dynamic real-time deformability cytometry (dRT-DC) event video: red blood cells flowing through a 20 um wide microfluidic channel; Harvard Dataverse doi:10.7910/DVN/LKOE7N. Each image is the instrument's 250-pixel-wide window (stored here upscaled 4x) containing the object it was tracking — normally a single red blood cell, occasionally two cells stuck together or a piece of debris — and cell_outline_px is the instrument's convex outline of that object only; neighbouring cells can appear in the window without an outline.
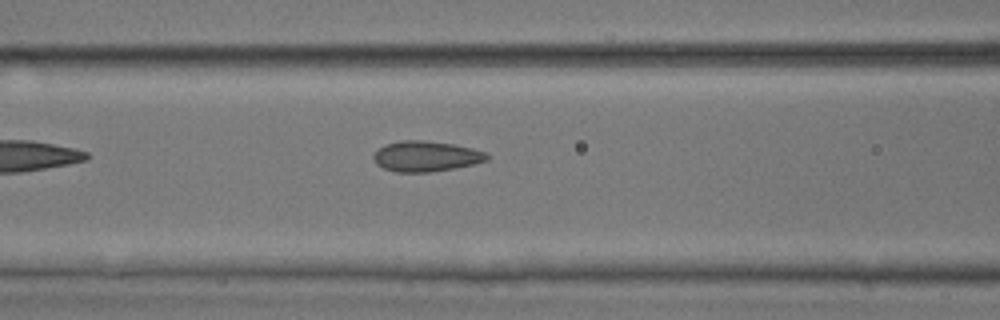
{"species": "common noctule bat (a hibernating species)", "species_latin": "Nyctalus noctula", "temperature_condition": "room temperature", "stored_images_in_passage": 30, "camera_frame_rate_fps": 3000, "um_per_image_px": 0.085, "animal": {"sex": "male", "body_mass_g": 17.9, "forearm_length_mm": 54.2}, "frame": {"image": 1, "passage_image": 6, "time_ms": 1.667, "image_size_px": [1000, 320], "cell_outline_px": [[488, 160], [456, 168], [428, 172], [396, 172], [384, 168], [376, 164], [372, 156], [384, 144], [400, 140], [424, 140], [452, 144], [472, 148], [488, 152]], "centroid_in_image_um": [36.21, 13.28], "position_along_channel_um": 130.4, "area_um2": 20.17}}
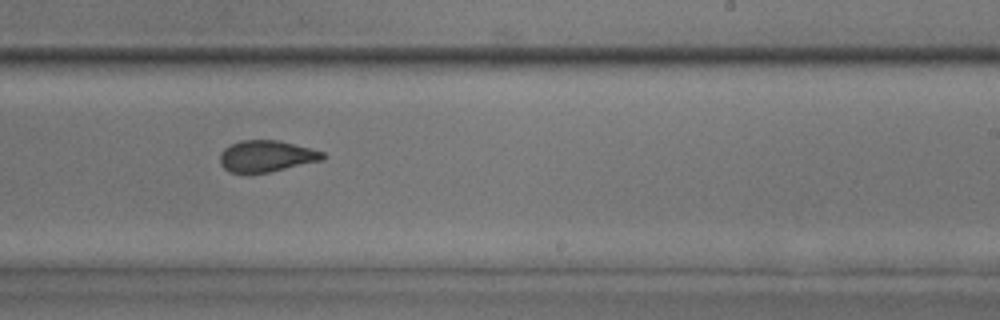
{"frame": {"image": 2, "passage_image": 16, "time_ms": 5.0, "image_size_px": [1000, 320], "cell_outline_px": [[328, 156], [324, 160], [268, 172], [228, 172], [220, 164], [220, 152], [224, 148], [240, 140], [276, 140], [324, 152]], "centroid_in_image_um": [22.65, 13.27], "position_along_channel_um": 266.4, "area_um2": 18.67}}
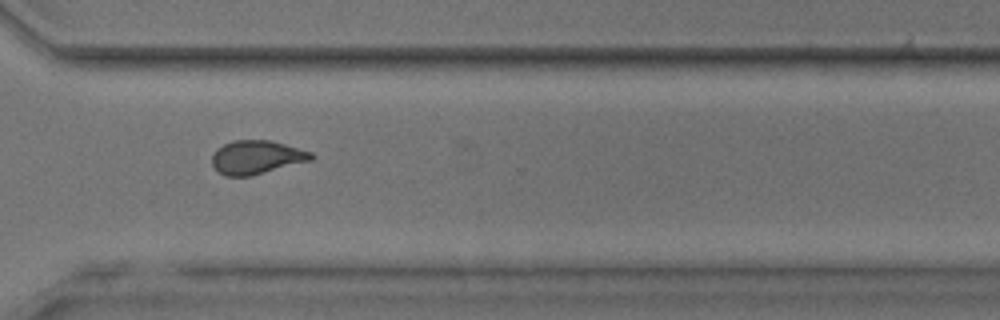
{"frame": {"image": 3, "passage_image": 22, "time_ms": 7.0, "image_size_px": [1000, 320], "cell_outline_px": [[316, 156], [312, 160], [248, 176], [224, 176], [212, 164], [212, 156], [216, 148], [232, 140], [272, 140], [312, 152]], "centroid_in_image_um": [21.81, 13.35], "position_along_channel_um": 348.8, "area_um2": 19.36}, "authors_computed_cell_mechanics": {"area_um2": 19.5653, "velocity_mm_per_s": 4.0976, "shape_relaxation_time_tau1_ms": null, "shape_relaxation_time_tau2_ms": 1.0202, "deformation_change_tau1": null, "deformation_change_tau2": 0.0731}}